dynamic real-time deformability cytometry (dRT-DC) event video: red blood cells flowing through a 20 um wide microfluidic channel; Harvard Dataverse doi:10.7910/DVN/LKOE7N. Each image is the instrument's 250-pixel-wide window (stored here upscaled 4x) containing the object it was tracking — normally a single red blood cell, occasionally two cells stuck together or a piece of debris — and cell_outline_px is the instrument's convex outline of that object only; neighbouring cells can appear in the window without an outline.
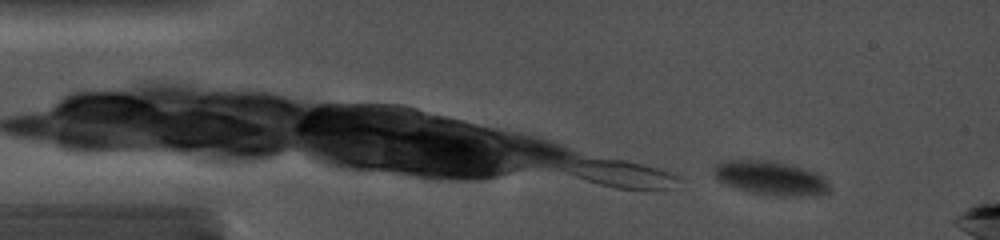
{"species": "common noctule bat (a hibernating species)", "species_latin": "Nyctalus noctula", "temperature_condition": "cold", "stored_images_in_passage": 13, "camera_frame_rate_fps": 5000, "um_per_image_px": 0.085, "animal": {"sex": "female", "body_mass_g": 19.0, "forearm_length_mm": 56.7}, "frame": {"image": 1, "passage_image": 3, "time_ms": 0.4, "image_size_px": [1000, 240], "cell_outline_px": [[832, 188], [828, 192], [820, 196], [776, 196], [752, 192], [736, 188], [724, 184], [712, 172], [712, 168], [716, 160], [736, 156], [740, 156], [776, 160], [792, 164], [820, 172], [828, 180]], "centroid_in_image_um": [65.48, 15.05], "position_along_channel_um": 19.5, "area_um2": 24.8}}